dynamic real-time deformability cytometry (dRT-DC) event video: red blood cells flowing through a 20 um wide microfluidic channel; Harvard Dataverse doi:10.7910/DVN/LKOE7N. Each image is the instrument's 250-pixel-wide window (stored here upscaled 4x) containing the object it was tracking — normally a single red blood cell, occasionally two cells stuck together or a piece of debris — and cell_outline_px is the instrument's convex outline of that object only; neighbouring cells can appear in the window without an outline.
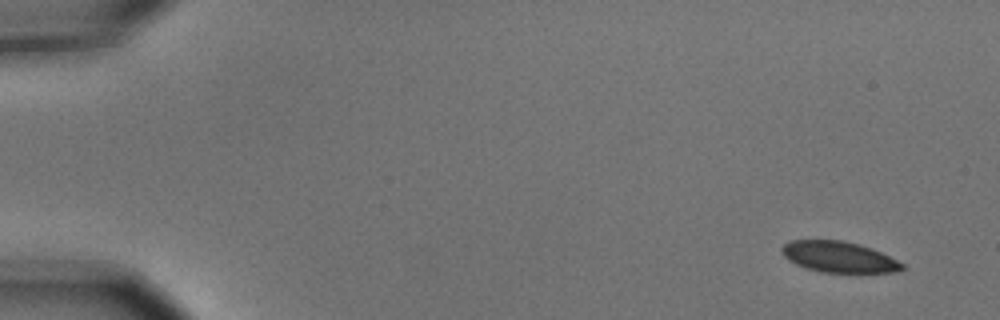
{"species": "common noctule bat (a hibernating species)", "species_latin": "Nyctalus noctula", "temperature_condition": "cold", "stored_images_in_passage": 4, "camera_frame_rate_fps": 3000, "um_per_image_px": 0.085, "animal": {"sex": "male", "body_mass_g": 15.6}, "frame": {"image": 1, "passage_image": 1, "time_ms": 0.0, "image_size_px": [1000, 320], "cell_outline_px": [[908, 268], [900, 272], [860, 276], [820, 272], [804, 268], [788, 260], [780, 252], [780, 248], [788, 240], [844, 240], [860, 244], [872, 248], [904, 264]], "centroid_in_image_um": [71.38, 21.91], "position_along_channel_um": 13.6, "area_um2": 23.12}}
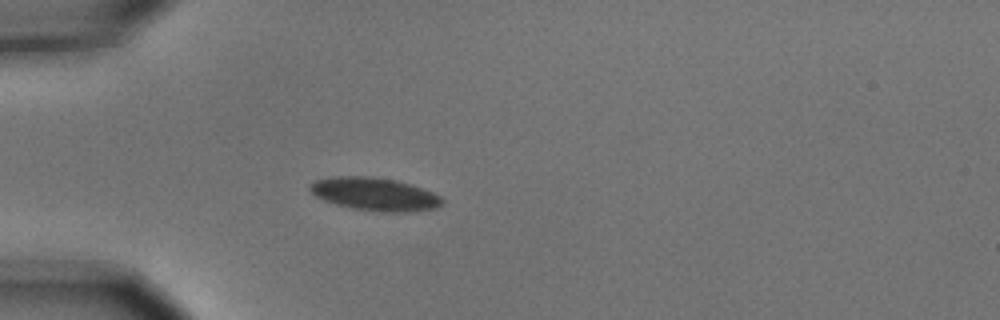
{"frame": {"image": 2, "passage_image": 4, "time_ms": 1.0, "image_size_px": [1000, 320], "cell_outline_px": [[444, 204], [436, 208], [408, 212], [384, 212], [352, 208], [336, 204], [324, 200], [316, 196], [308, 188], [308, 184], [316, 180], [332, 176], [368, 176], [396, 180], [432, 192], [440, 196], [444, 200]], "centroid_in_image_um": [31.84, 16.5], "position_along_channel_um": 53.2, "area_um2": 25.37}}